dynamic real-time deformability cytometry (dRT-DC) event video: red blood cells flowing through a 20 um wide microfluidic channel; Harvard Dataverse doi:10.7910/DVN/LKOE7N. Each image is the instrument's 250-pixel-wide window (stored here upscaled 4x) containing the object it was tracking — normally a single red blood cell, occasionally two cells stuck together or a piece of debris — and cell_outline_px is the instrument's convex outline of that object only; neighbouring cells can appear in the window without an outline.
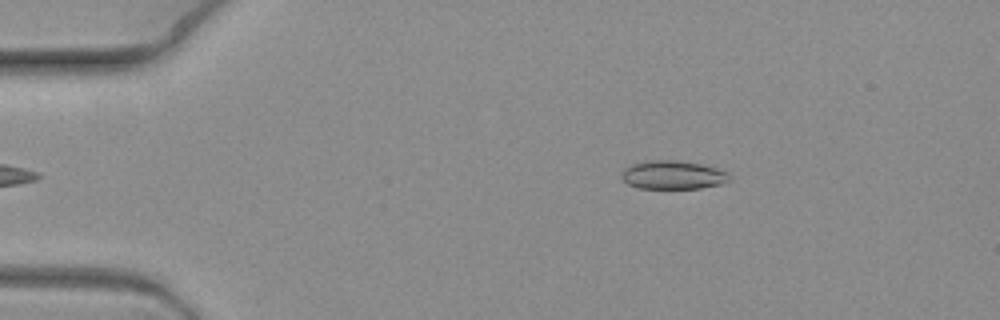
{"species": "common noctule bat (a hibernating species)", "species_latin": "Nyctalus noctula", "temperature_condition": "warm", "stored_images_in_passage": 7, "camera_frame_rate_fps": 3000, "um_per_image_px": 0.085, "animal": {"sex": "female", "body_mass_g": 19.3, "forearm_length_mm": 54.1}, "frame": {"image": 1, "passage_image": 7, "time_ms": 2.0, "image_size_px": [1000, 320], "cell_outline_px": [[732, 180], [720, 184], [700, 188], [640, 188], [628, 184], [620, 176], [624, 168], [632, 164], [652, 160], [676, 160], [700, 164], [716, 168], [732, 176]], "centroid_in_image_um": [57.2, 14.87], "position_along_channel_um": 27.8, "area_um2": 17.8}}